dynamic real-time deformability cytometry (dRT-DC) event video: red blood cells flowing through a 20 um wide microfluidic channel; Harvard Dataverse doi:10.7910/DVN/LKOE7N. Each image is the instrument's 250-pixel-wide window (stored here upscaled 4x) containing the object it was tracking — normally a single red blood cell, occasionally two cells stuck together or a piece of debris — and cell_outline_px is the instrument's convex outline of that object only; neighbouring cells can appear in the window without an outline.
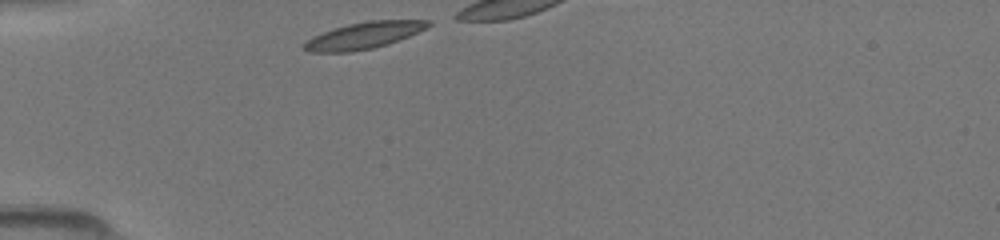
{"species": "common noctule bat (a hibernating species)", "species_latin": "Nyctalus noctula", "temperature_condition": "room temperature", "stored_images_in_passage": 8, "camera_frame_rate_fps": 3000, "um_per_image_px": 0.085, "animal": {"sex": "female", "body_mass_g": 19.5, "forearm_length_mm": 54.1}, "frame": {"image": 1, "passage_image": 1, "time_ms": 0.0, "image_size_px": [1000, 240], "cell_outline_px": [[432, 24], [428, 28], [388, 44], [372, 48], [352, 52], [308, 52], [300, 48], [312, 36], [332, 28], [348, 24], [368, 20], [432, 20]], "centroid_in_image_um": [30.91, 3.01], "position_along_channel_um": 54.1, "area_um2": 19.42}}
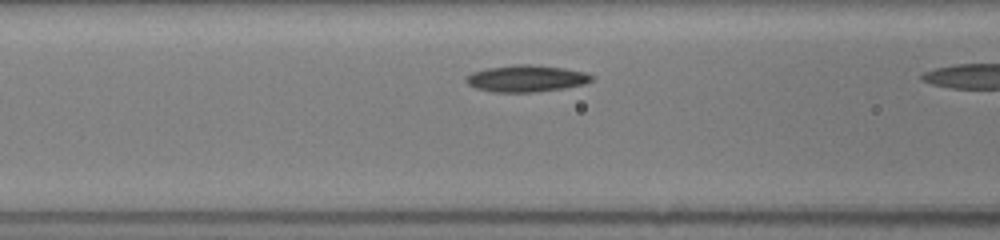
{"frame": {"image": 2, "passage_image": 7, "time_ms": 2.0, "image_size_px": [1000, 240], "cell_outline_px": [[592, 80], [584, 84], [564, 88], [536, 92], [492, 92], [476, 88], [468, 84], [464, 80], [472, 72], [488, 68], [512, 64], [532, 64], [564, 68], [584, 72], [592, 76]], "centroid_in_image_um": [44.71, 6.67], "position_along_channel_um": 121.9, "area_um2": 19.54}}